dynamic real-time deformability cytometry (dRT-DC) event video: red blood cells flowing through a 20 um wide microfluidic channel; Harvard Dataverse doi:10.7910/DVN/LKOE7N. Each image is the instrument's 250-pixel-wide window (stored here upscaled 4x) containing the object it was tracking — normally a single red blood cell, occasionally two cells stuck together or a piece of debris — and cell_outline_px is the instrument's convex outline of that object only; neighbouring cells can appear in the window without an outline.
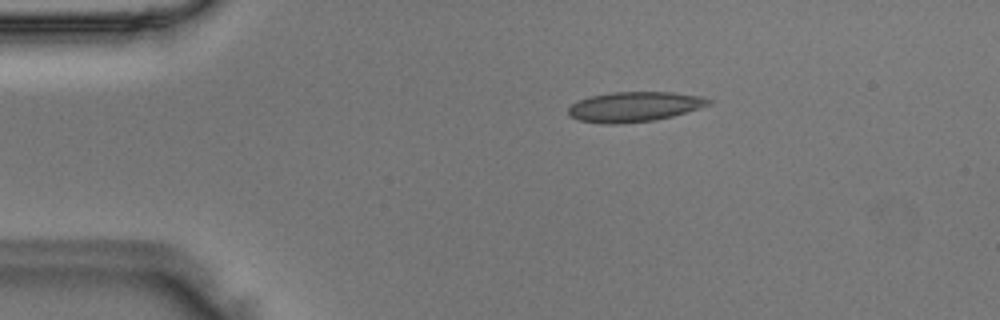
{"species": "Egyptian fruit bat (a non-hibernating species)", "species_latin": "Rousettus aegyptiacus", "temperature_condition": "room temperature", "stored_images_in_passage": 41, "camera_frame_rate_fps": 3000, "um_per_image_px": 0.085, "animal": {"sex": "male"}, "frame": {"image": 1, "passage_image": 1, "time_ms": 0.0, "image_size_px": [1000, 320], "cell_outline_px": [[712, 104], [700, 108], [672, 116], [656, 120], [616, 124], [604, 124], [580, 120], [568, 116], [568, 108], [572, 104], [580, 100], [592, 96], [612, 92], [676, 92], [700, 96], [712, 100]], "centroid_in_image_um": [53.94, 9.07], "position_along_channel_um": 31.1, "area_um2": 24.51}}
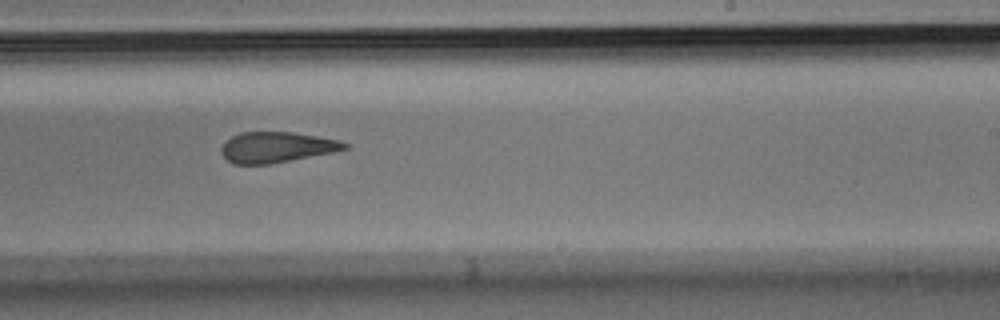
{"frame": {"image": 2, "passage_image": 22, "time_ms": 7.0, "image_size_px": [1000, 320], "cell_outline_px": [[348, 148], [336, 152], [268, 164], [236, 164], [228, 160], [220, 152], [220, 148], [232, 136], [240, 132], [292, 132], [340, 140], [348, 144]], "centroid_in_image_um": [23.53, 12.51], "position_along_channel_um": 265.5, "area_um2": 21.91}}
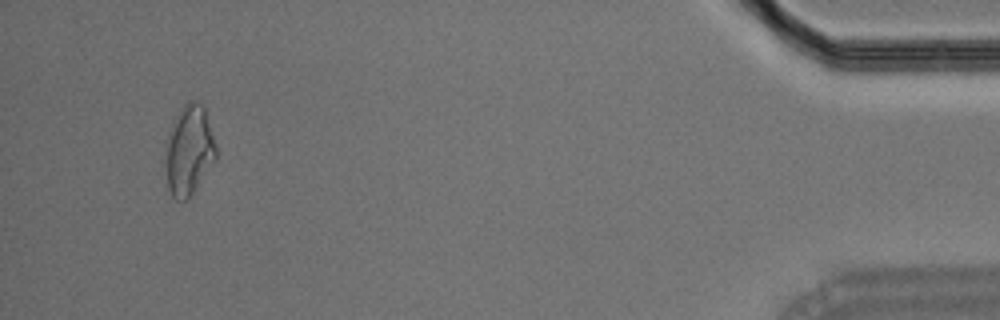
{"frame": {"image": 3, "passage_image": 39, "time_ms": 12.667, "image_size_px": [1000, 320], "cell_outline_px": [[216, 160], [188, 200], [176, 200], [172, 196], [168, 188], [164, 164], [164, 160], [168, 140], [172, 124], [176, 116], [184, 104], [188, 100], [196, 100], [204, 104], [216, 144]], "centroid_in_image_um": [16.08, 12.78], "position_along_channel_um": 419.1, "area_um2": 26.76}}